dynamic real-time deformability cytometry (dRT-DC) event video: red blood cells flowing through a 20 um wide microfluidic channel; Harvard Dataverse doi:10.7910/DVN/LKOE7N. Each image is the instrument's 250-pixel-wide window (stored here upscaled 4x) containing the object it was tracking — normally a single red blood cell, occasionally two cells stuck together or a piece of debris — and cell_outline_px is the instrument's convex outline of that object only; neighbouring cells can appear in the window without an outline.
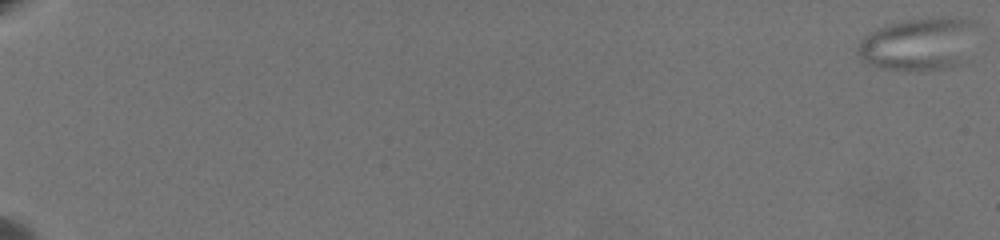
{"species": "common noctule bat (a hibernating species)", "species_latin": "Nyctalus noctula", "temperature_condition": "warm", "stored_images_in_passage": 68, "camera_frame_rate_fps": 3000, "um_per_image_px": 0.085, "animal": {"sex": "female", "body_mass_g": 19.5, "forearm_length_mm": 54.1}, "frame": {"image": 1, "passage_image": 1, "time_ms": 0.0, "image_size_px": [1000, 240], "cell_outline_px": [[980, 24], [960, 64], [948, 68], [908, 72], [904, 72], [876, 68], [860, 60], [856, 56], [856, 48], [860, 40], [868, 32], [876, 28], [888, 24], [904, 20], [944, 16], [948, 16], [976, 20]], "centroid_in_image_um": [78.04, 3.74], "position_along_channel_um": 7.0, "area_um2": 37.8}}
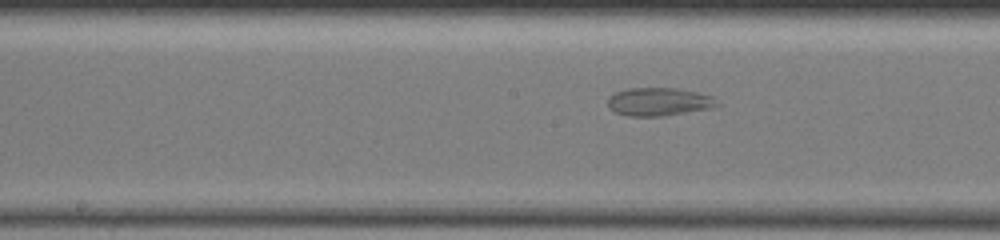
{"frame": {"image": 2, "passage_image": 40, "time_ms": 13.0, "image_size_px": [1000, 240], "cell_outline_px": [[720, 108], [664, 116], [628, 116], [616, 112], [608, 108], [608, 96], [612, 92], [628, 88], [676, 88], [696, 92], [712, 96], [720, 104]], "centroid_in_image_um": [56.04, 8.66], "position_along_channel_um": 192.2, "area_um2": 18.44}}
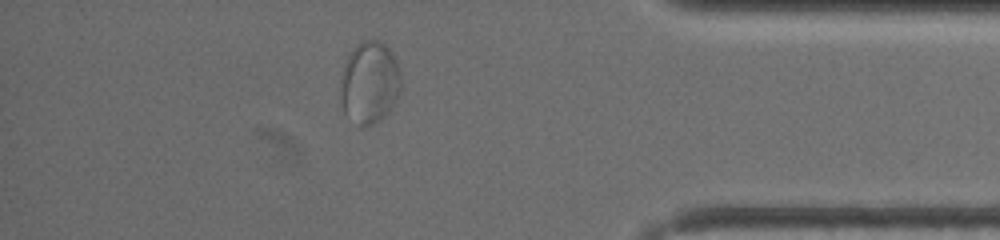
{"frame": {"image": 3, "passage_image": 61, "time_ms": 20.0, "image_size_px": [1000, 240], "cell_outline_px": [[400, 92], [388, 112], [384, 116], [372, 124], [360, 128], [344, 112], [340, 92], [340, 88], [344, 68], [348, 56], [356, 44], [364, 40], [380, 40], [392, 52], [396, 60], [400, 72]], "centroid_in_image_um": [31.42, 7.02], "position_along_channel_um": 403.8, "area_um2": 28.78}}